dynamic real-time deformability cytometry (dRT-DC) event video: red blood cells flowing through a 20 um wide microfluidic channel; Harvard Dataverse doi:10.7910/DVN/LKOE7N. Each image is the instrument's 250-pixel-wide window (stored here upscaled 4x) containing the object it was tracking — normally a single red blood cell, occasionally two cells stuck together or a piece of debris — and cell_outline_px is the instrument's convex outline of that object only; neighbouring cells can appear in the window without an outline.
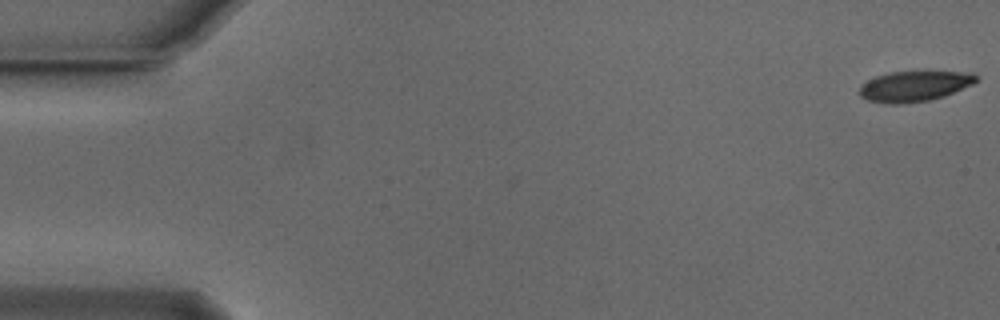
{"species": "Egyptian fruit bat (a non-hibernating species)", "species_latin": "Rousettus aegyptiacus", "temperature_condition": "cold", "stored_images_in_passage": 54, "camera_frame_rate_fps": 3000, "um_per_image_px": 0.085, "animal": {"sex": "male"}, "frame": {"image": 1, "passage_image": 1, "time_ms": 0.0, "image_size_px": [1000, 320], "cell_outline_px": [[980, 80], [972, 84], [944, 96], [928, 100], [900, 104], [884, 104], [868, 100], [860, 96], [860, 84], [876, 76], [888, 72], [972, 72]], "centroid_in_image_um": [77.7, 7.33], "position_along_channel_um": 7.3, "area_um2": 20.63}}
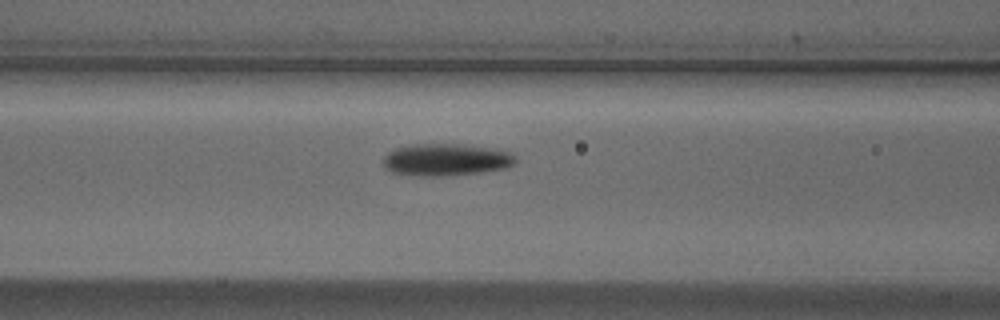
{"frame": {"image": 2, "passage_image": 22, "time_ms": 7.0, "image_size_px": [1000, 320], "cell_outline_px": [[516, 164], [504, 168], [480, 172], [440, 176], [420, 176], [392, 172], [384, 168], [384, 156], [388, 152], [396, 148], [416, 144], [464, 144], [496, 148], [512, 152], [516, 156]], "centroid_in_image_um": [37.96, 13.56], "position_along_channel_um": 128.6, "area_um2": 24.91}}
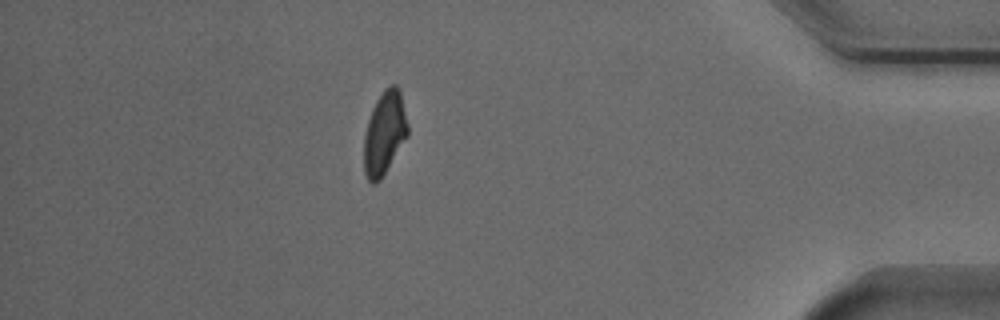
{"frame": {"image": 3, "passage_image": 47, "time_ms": 15.333, "image_size_px": [1000, 320], "cell_outline_px": [[408, 136], [380, 180], [376, 184], [372, 184], [368, 180], [364, 172], [364, 136], [368, 120], [372, 108], [376, 100], [384, 88], [392, 84], [396, 84], [400, 88], [408, 124]], "centroid_in_image_um": [32.69, 11.29], "position_along_channel_um": 402.5, "area_um2": 21.44}, "authors_computed_cell_mechanics": {"area_um2": 22.4553, "velocity_mm_per_s": 3.8416, "shape_relaxation_time_tau1_ms": 3.8939, "shape_relaxation_time_tau2_ms": null, "deformation_change_tau1": 0.1369, "deformation_change_tau2": null}}